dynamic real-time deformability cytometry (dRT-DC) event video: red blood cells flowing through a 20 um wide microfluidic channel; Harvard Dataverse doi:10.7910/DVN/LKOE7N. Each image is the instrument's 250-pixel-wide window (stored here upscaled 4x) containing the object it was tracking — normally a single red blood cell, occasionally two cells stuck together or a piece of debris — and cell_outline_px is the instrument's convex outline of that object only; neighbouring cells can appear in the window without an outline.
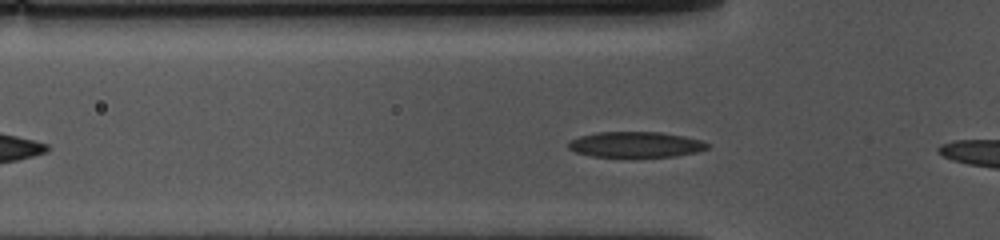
{"species": "common noctule bat (a hibernating species)", "species_latin": "Nyctalus noctula", "temperature_condition": "cold", "stored_images_in_passage": 14, "camera_frame_rate_fps": 3000, "um_per_image_px": 0.085, "animal": {"sex": "female", "body_mass_g": 10.0, "forearm_length_mm": 53.1}, "frame": {"image": 1, "passage_image": 12, "time_ms": 3.667, "image_size_px": [1000, 240], "cell_outline_px": [[708, 148], [696, 152], [676, 156], [592, 156], [576, 152], [568, 148], [568, 144], [572, 140], [580, 136], [596, 132], [660, 132], [684, 136], [700, 140], [708, 144]], "centroid_in_image_um": [54.03, 12.27], "position_along_channel_um": 71.8, "area_um2": 20.4}}